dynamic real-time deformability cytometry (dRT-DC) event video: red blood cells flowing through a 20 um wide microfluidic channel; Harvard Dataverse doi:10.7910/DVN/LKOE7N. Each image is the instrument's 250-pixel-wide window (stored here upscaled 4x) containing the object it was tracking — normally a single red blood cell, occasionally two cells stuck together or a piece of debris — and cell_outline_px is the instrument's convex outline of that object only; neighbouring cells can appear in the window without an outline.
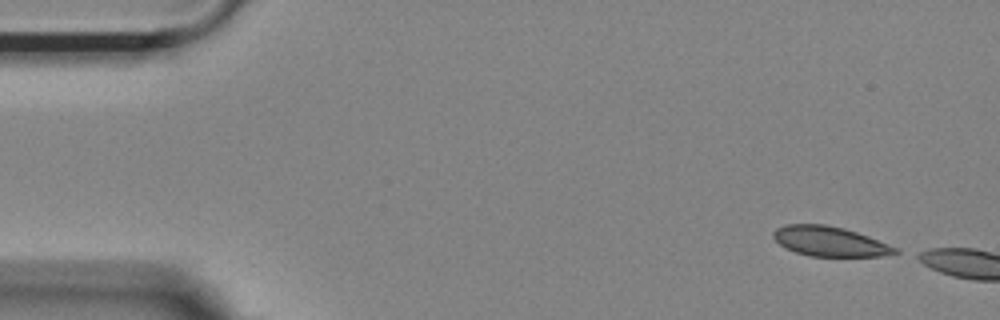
{"species": "Egyptian fruit bat (a non-hibernating species)", "species_latin": "Rousettus aegyptiacus", "temperature_condition": "room temperature", "stored_images_in_passage": 4, "camera_frame_rate_fps": 3000, "um_per_image_px": 0.085, "animal": {"sex": "female"}, "frame": {"image": 1, "passage_image": 1, "time_ms": 0.0, "image_size_px": [1000, 320], "cell_outline_px": [[900, 252], [880, 256], [808, 256], [784, 248], [772, 236], [772, 232], [776, 228], [784, 224], [824, 224], [844, 228], [868, 236], [900, 248]], "centroid_in_image_um": [70.52, 20.51], "position_along_channel_um": 14.5, "area_um2": 21.27}}